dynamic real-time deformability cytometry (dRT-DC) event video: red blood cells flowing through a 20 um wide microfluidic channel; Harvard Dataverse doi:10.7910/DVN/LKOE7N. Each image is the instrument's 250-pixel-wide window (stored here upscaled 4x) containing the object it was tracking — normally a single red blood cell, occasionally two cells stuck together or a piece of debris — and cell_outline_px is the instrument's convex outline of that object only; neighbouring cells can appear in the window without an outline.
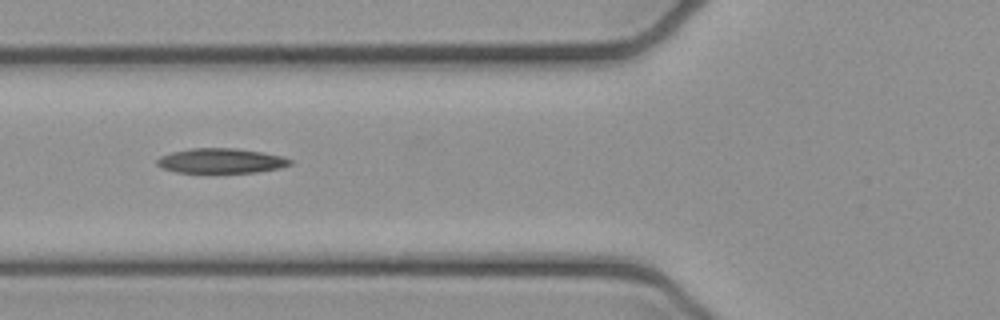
{"species": "common noctule bat (a hibernating species)", "species_latin": "Nyctalus noctula", "temperature_condition": "cold", "stored_images_in_passage": 6, "camera_frame_rate_fps": 3000, "um_per_image_px": 0.085, "animal": {"sex": "female", "body_mass_g": 21.9}, "frame": {"image": 1, "passage_image": 4, "time_ms": 1.0, "image_size_px": [1000, 320], "cell_outline_px": [[292, 164], [280, 168], [256, 172], [176, 172], [164, 168], [156, 164], [156, 160], [160, 156], [172, 152], [192, 148], [236, 148], [284, 156], [292, 160]], "centroid_in_image_um": [18.81, 13.66], "position_along_channel_um": 107.0, "area_um2": 19.13}}
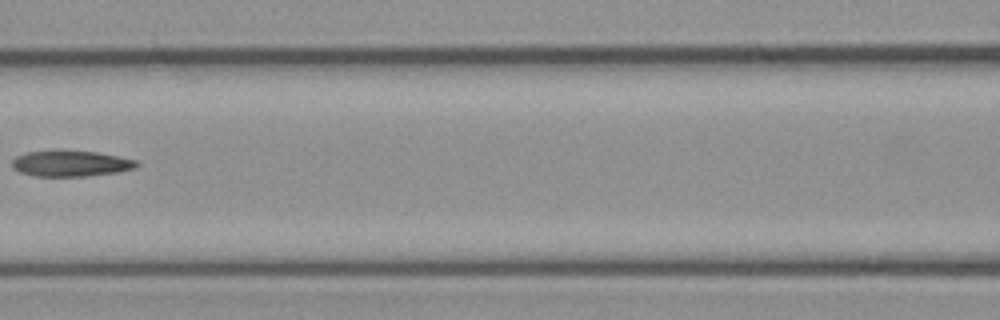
{"frame": {"image": 2, "passage_image": 5, "time_ms": 1.333, "image_size_px": [1000, 320], "cell_outline_px": [[140, 164], [136, 168], [116, 172], [88, 176], [36, 176], [20, 172], [12, 168], [12, 160], [16, 156], [28, 152], [56, 148], [60, 148], [96, 152], [136, 160]], "centroid_in_image_um": [5.98, 13.86], "position_along_channel_um": 160.6, "area_um2": 19.31}}
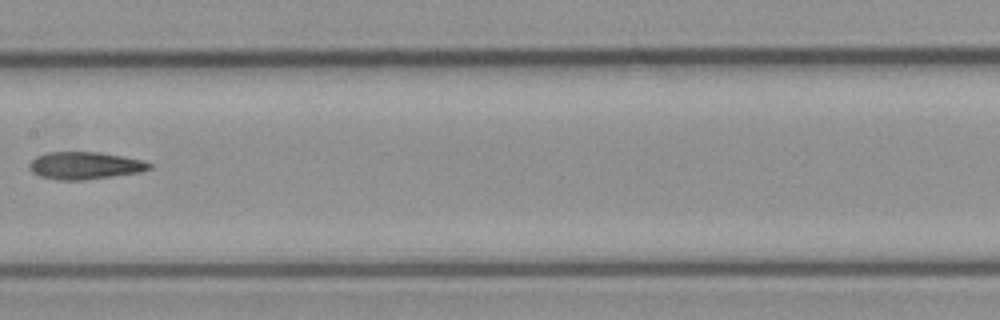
{"frame": {"image": 3, "passage_image": 6, "time_ms": 1.667, "image_size_px": [1000, 320], "cell_outline_px": [[152, 168], [140, 172], [84, 180], [56, 180], [40, 176], [32, 172], [28, 168], [28, 164], [36, 156], [48, 152], [100, 152], [124, 156], [144, 160], [152, 164]], "centroid_in_image_um": [7.21, 14.07], "position_along_channel_um": 200.2, "area_um2": 19.31}}